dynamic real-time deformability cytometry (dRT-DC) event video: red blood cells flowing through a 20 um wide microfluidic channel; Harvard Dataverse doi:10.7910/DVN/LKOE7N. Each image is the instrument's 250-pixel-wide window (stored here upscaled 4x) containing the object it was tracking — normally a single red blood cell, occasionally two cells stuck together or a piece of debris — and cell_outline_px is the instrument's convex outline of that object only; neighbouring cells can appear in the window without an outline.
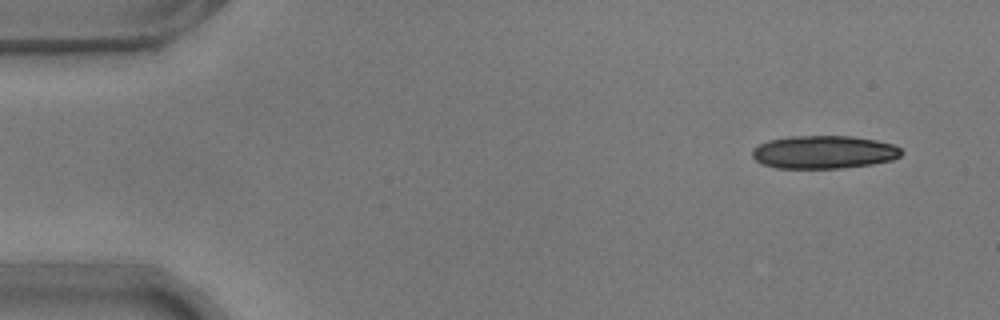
{"species": "common noctule bat (a hibernating species)", "species_latin": "Nyctalus noctula", "temperature_condition": "warm", "stored_images_in_passage": 51, "camera_frame_rate_fps": 3000, "um_per_image_px": 0.085, "animal": {"sex": "male", "body_mass_g": 17.9}, "frame": {"image": 1, "passage_image": 1, "time_ms": 0.0, "image_size_px": [1000, 320], "cell_outline_px": [[904, 152], [900, 156], [892, 160], [872, 164], [840, 168], [776, 168], [764, 164], [756, 160], [752, 156], [752, 148], [768, 140], [788, 136], [852, 136], [876, 140], [892, 144], [900, 148]], "centroid_in_image_um": [70.02, 12.92], "position_along_channel_um": 15.0, "area_um2": 28.78}}
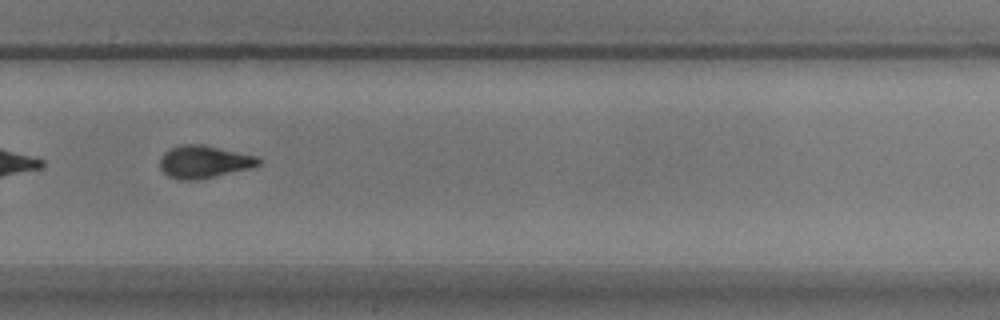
{"frame": {"image": 2, "passage_image": 34, "time_ms": 11.0, "image_size_px": [1000, 320], "cell_outline_px": [[264, 160], [260, 164], [248, 168], [196, 180], [180, 180], [168, 176], [160, 168], [160, 156], [168, 148], [180, 144], [204, 144], [256, 156]], "centroid_in_image_um": [17.3, 13.73], "position_along_channel_um": 312.5, "area_um2": 18.73}}
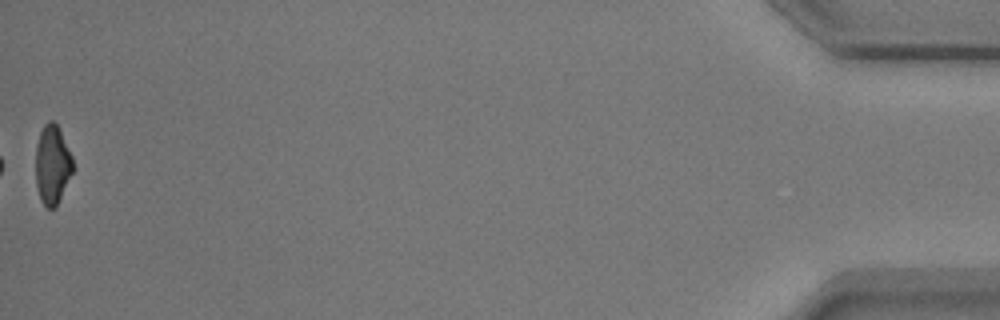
{"frame": {"image": 3, "passage_image": 51, "time_ms": 16.667, "image_size_px": [1000, 320], "cell_outline_px": [[76, 168], [56, 208], [48, 208], [40, 200], [36, 184], [36, 148], [40, 132], [44, 124], [48, 120], [52, 120], [56, 124], [72, 156]], "centroid_in_image_um": [4.48, 14.04], "position_along_channel_um": 430.7, "area_um2": 17.4}, "authors_computed_cell_mechanics": {"area_um2": 19.0162, "velocity_mm_per_s": 3.7702, "shape_relaxation_time_tau1_ms": 3.7843, "shape_relaxation_time_tau2_ms": 2.214, "deformation_change_tau1": 0.1708, "deformation_change_tau2": 0.1012}}